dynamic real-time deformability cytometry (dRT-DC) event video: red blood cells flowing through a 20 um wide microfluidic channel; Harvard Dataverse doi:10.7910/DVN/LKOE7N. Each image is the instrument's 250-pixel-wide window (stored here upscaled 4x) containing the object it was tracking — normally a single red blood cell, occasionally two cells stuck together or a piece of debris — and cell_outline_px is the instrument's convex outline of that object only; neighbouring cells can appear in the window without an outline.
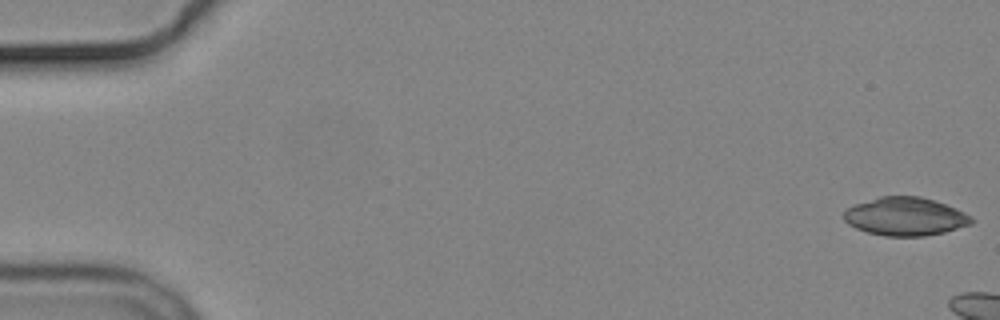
{"species": "common noctule bat (a hibernating species)", "species_latin": "Nyctalus noctula", "temperature_condition": "cold", "stored_images_in_passage": 3, "camera_frame_rate_fps": 3000, "um_per_image_px": 0.085, "animal": {"sex": "male", "body_mass_g": 19.2, "forearm_length_mm": 51.8}, "frame": {"image": 1, "passage_image": 1, "time_ms": 0.0, "image_size_px": [1000, 320], "cell_outline_px": [[976, 220], [972, 224], [944, 232], [924, 236], [884, 236], [868, 232], [856, 228], [848, 224], [844, 220], [844, 212], [848, 208], [856, 204], [880, 196], [920, 196], [956, 208], [972, 216]], "centroid_in_image_um": [76.97, 18.41], "position_along_channel_um": 8.0, "area_um2": 28.38}}